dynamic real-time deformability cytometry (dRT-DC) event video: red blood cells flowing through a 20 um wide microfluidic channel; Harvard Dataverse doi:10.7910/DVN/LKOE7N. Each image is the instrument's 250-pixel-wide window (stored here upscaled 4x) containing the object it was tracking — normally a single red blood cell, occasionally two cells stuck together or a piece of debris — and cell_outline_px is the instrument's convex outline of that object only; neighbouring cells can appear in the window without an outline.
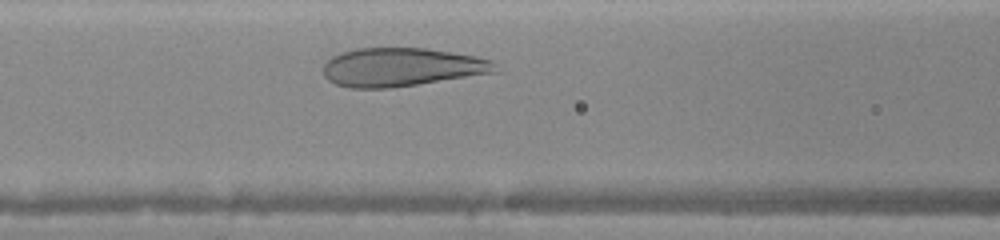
{"species": "human", "species_latin": "Homo sapiens", "temperature_condition": "warm", "stored_images_in_passage": 24, "camera_frame_rate_fps": 3000, "um_per_image_px": 0.085, "donor": {"sex": "female"}, "frame": {"image": 1, "passage_image": 7, "time_ms": 2.0, "image_size_px": [1000, 240], "cell_outline_px": [[496, 72], [392, 88], [348, 88], [336, 84], [328, 80], [324, 76], [324, 64], [332, 56], [356, 48], [424, 48], [472, 56], [492, 60], [496, 64]], "centroid_in_image_um": [34.09, 5.72], "position_along_channel_um": 132.5, "area_um2": 38.26}}
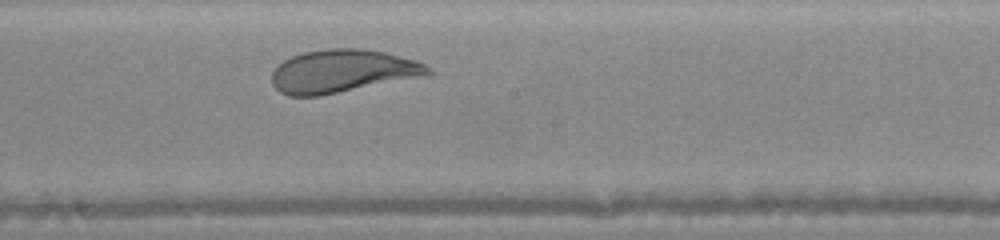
{"frame": {"image": 2, "passage_image": 13, "time_ms": 4.0, "image_size_px": [1000, 240], "cell_outline_px": [[432, 72], [320, 96], [288, 96], [280, 92], [272, 84], [272, 72], [284, 60], [292, 56], [304, 52], [328, 48], [360, 48], [384, 52], [416, 60], [432, 68]], "centroid_in_image_um": [29.0, 6.03], "position_along_channel_um": 219.2, "area_um2": 38.15}}
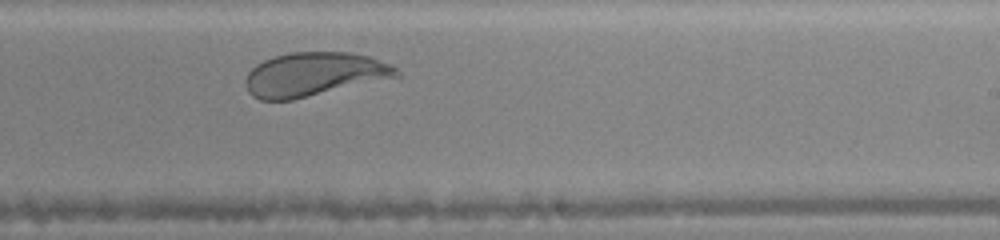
{"frame": {"image": 3, "passage_image": 16, "time_ms": 5.0, "image_size_px": [1000, 240], "cell_outline_px": [[400, 76], [292, 100], [260, 100], [252, 96], [248, 92], [244, 84], [244, 80], [248, 72], [256, 64], [272, 56], [288, 52], [352, 52], [368, 56], [388, 64], [396, 68], [400, 72]], "centroid_in_image_um": [26.63, 6.31], "position_along_channel_um": 262.4, "area_um2": 38.61}}